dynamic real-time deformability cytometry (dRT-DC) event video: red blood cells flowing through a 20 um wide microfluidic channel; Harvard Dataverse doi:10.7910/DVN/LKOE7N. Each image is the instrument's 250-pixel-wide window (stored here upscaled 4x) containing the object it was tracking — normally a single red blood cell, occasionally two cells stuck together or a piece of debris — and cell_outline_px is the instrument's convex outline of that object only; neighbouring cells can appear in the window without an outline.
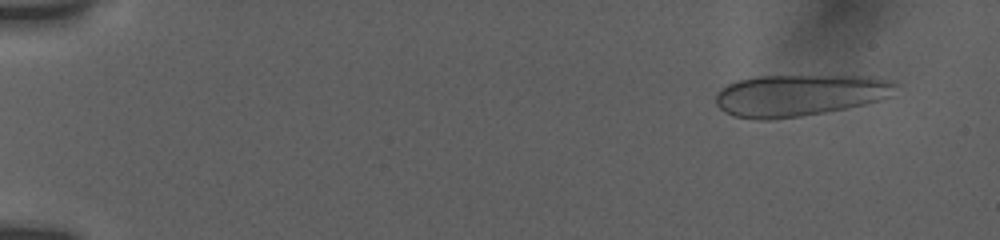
{"species": "human", "species_latin": "Homo sapiens", "temperature_condition": "room temperature", "stored_images_in_passage": 41, "camera_frame_rate_fps": 3000, "um_per_image_px": 0.085, "donor": {"sex": "female"}, "frame": {"image": 1, "passage_image": 1, "time_ms": 0.0, "image_size_px": [1000, 240], "cell_outline_px": [[904, 84], [892, 96], [880, 100], [864, 104], [824, 112], [800, 116], [768, 120], [756, 120], [736, 116], [724, 112], [716, 104], [716, 92], [728, 84], [740, 80], [756, 76], [868, 76], [888, 80]], "centroid_in_image_um": [68.01, 8.09], "position_along_channel_um": 17.0, "area_um2": 43.93}}
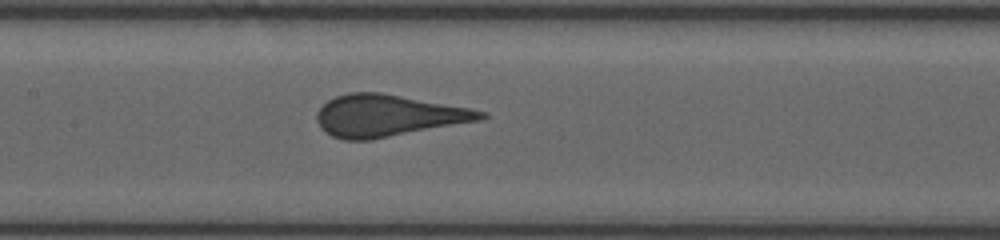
{"frame": {"image": 2, "passage_image": 20, "time_ms": 7.667, "image_size_px": [1000, 240], "cell_outline_px": [[488, 116], [480, 120], [372, 140], [344, 140], [332, 136], [324, 132], [320, 128], [316, 120], [316, 112], [328, 100], [336, 96], [348, 92], [380, 92], [468, 108], [488, 112]], "centroid_in_image_um": [32.92, 9.84], "position_along_channel_um": 174.5, "area_um2": 39.88}}
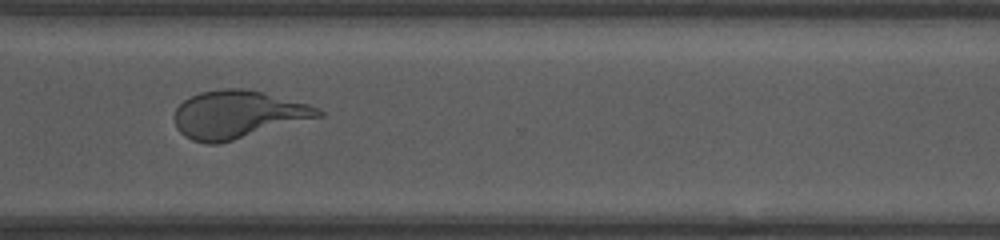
{"frame": {"image": 3, "passage_image": 32, "time_ms": 12.333, "image_size_px": [1000, 240], "cell_outline_px": [[324, 116], [220, 144], [208, 144], [192, 140], [184, 136], [176, 128], [172, 116], [176, 108], [184, 100], [200, 92], [224, 88], [244, 88], [308, 104], [320, 108], [324, 112]], "centroid_in_image_um": [20.19, 9.75], "position_along_channel_um": 350.4, "area_um2": 40.29}, "authors_computed_cell_mechanics": {"area_um2": 40.5178, "velocity_mm_per_s": 3.789, "shape_relaxation_time_tau1_ms": 6.0168, "shape_relaxation_time_tau2_ms": null, "deformation_change_tau1": 0.142, "deformation_change_tau2": null}}